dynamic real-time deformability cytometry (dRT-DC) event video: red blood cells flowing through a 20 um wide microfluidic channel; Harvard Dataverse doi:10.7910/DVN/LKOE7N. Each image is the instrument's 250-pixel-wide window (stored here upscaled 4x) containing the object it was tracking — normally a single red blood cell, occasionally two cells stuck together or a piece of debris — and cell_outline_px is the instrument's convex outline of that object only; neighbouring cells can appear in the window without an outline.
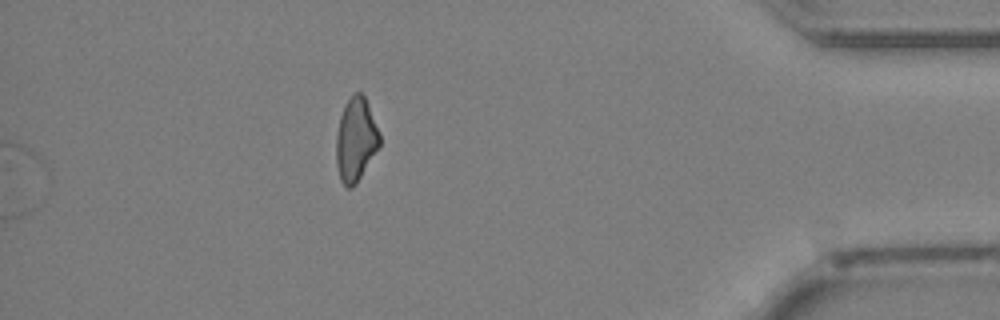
{"species": "Egyptian fruit bat (a non-hibernating species)", "species_latin": "Rousettus aegyptiacus", "temperature_condition": "cold", "stored_images_in_passage": 36, "segment_of_instrument_passage": [2, 2], "camera_frame_rate_fps": 3000, "um_per_image_px": 0.085, "animal": {"sex": "female"}, "frame": {"image": 1, "passage_image": 36, "time_ms": 11.667, "image_size_px": [1000, 320], "cell_outline_px": [[380, 144], [356, 184], [352, 188], [348, 188], [340, 180], [336, 164], [336, 136], [340, 116], [344, 104], [356, 92], [360, 92], [364, 96], [380, 132]], "centroid_in_image_um": [30.23, 11.88], "position_along_channel_um": 405.0, "area_um2": 20.98}}